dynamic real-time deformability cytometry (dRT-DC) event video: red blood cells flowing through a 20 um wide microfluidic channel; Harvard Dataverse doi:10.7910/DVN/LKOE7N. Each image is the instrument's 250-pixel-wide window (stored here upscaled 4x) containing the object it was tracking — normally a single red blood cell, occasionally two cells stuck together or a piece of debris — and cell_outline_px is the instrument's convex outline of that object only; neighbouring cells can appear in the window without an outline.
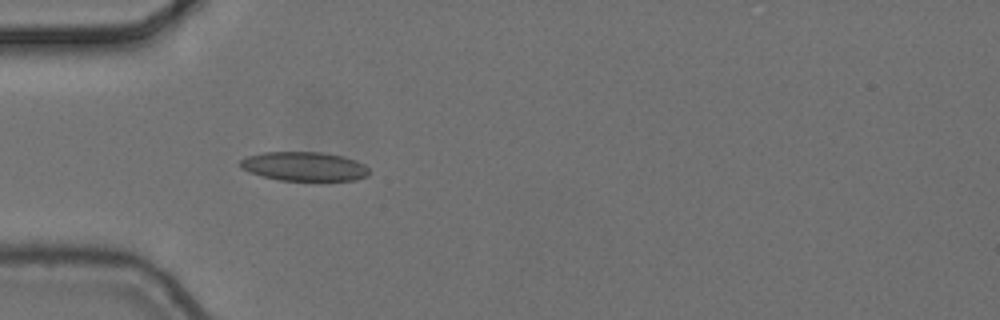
{"species": "common noctule bat (a hibernating species)", "species_latin": "Nyctalus noctula", "temperature_condition": "cold", "stored_images_in_passage": 5, "camera_frame_rate_fps": 3000, "um_per_image_px": 0.085, "animal": {"sex": "female", "body_mass_g": 24.6, "forearm_length_mm": 56.2}, "frame": {"image": 1, "passage_image": 5, "time_ms": 1.333, "image_size_px": [1000, 320], "cell_outline_px": [[368, 176], [356, 180], [280, 180], [264, 176], [240, 168], [240, 160], [248, 156], [264, 152], [320, 152], [344, 156], [356, 160], [364, 164], [368, 168]], "centroid_in_image_um": [25.89, 14.13], "position_along_channel_um": 59.1, "area_um2": 21.68}}